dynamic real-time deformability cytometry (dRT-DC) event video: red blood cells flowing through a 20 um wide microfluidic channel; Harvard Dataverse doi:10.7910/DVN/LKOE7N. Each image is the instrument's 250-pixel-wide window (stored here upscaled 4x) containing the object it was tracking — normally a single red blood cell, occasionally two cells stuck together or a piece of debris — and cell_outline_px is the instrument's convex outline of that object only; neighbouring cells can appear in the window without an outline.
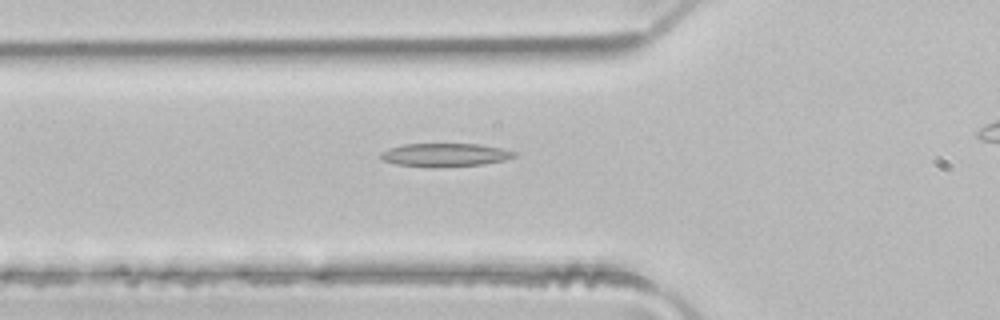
{"species": "common noctule bat (a hibernating species)", "species_latin": "Nyctalus noctula", "temperature_condition": "room temperature", "stored_images_in_passage": 34, "camera_frame_rate_fps": 3000, "um_per_image_px": 0.085, "animal": {"sex": "male", "body_mass_g": 21.5, "forearm_length_mm": 52.0}, "frame": {"image": 1, "passage_image": 10, "time_ms": 3.0, "image_size_px": [1000, 320], "cell_outline_px": [[516, 156], [504, 160], [484, 164], [432, 168], [396, 164], [384, 160], [380, 156], [380, 152], [388, 148], [404, 144], [476, 144], [500, 148], [516, 152]], "centroid_in_image_um": [37.79, 13.17], "position_along_channel_um": 88.0, "area_um2": 18.15}}
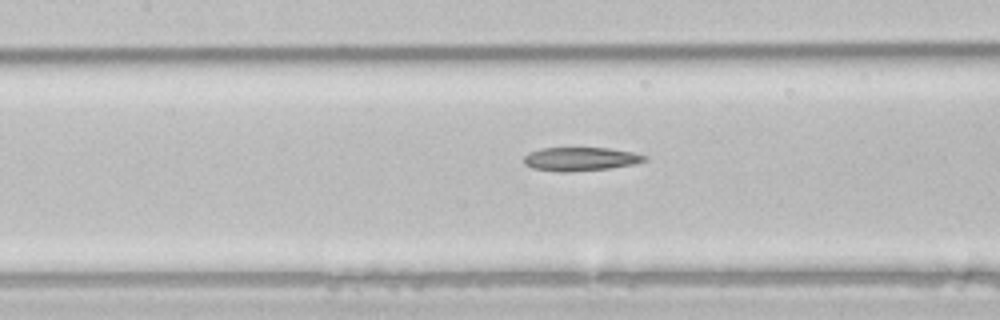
{"frame": {"image": 2, "passage_image": 15, "time_ms": 4.667, "image_size_px": [1000, 320], "cell_outline_px": [[648, 160], [632, 164], [608, 168], [572, 172], [556, 172], [532, 168], [524, 164], [524, 156], [528, 152], [540, 148], [608, 148], [632, 152], [648, 156]], "centroid_in_image_um": [49.3, 13.52], "position_along_channel_um": 158.1, "area_um2": 16.7}}